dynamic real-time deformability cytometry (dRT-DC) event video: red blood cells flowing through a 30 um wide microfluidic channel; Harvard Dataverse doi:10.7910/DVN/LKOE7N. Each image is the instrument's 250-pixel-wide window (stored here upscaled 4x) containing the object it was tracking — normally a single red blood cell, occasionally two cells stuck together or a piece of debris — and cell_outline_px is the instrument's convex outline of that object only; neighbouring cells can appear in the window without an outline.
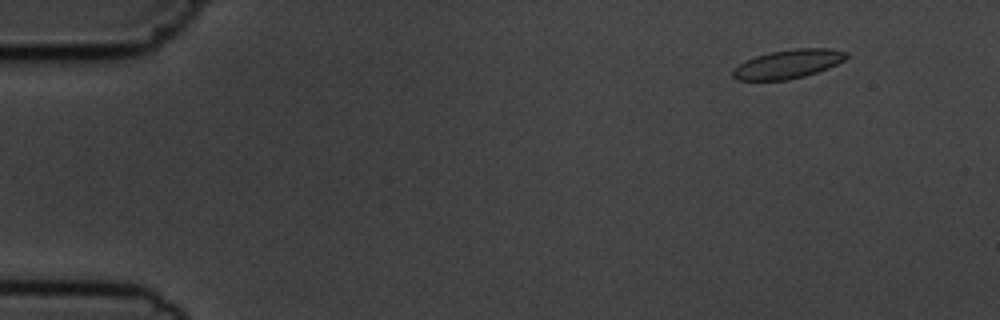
{"species": "common noctule bat (a hibernating species)", "species_latin": "Nyctalus noctula", "temperature_condition": "cold", "stored_images_in_passage": 5, "camera_frame_rate_fps": 3000, "um_per_image_px": 0.085, "animal": {"sex": "male", "body_mass_g": 19.5, "forearm_length_mm": 54.6}, "frame": {"image": 1, "passage_image": 2, "time_ms": 1.0, "image_size_px": [1000, 320], "cell_outline_px": [[848, 56], [844, 60], [828, 68], [804, 76], [788, 80], [736, 80], [732, 76], [732, 68], [744, 60], [768, 52], [796, 48], [828, 48], [848, 52]], "centroid_in_image_um": [66.94, 5.44], "position_along_channel_um": 18.1, "area_um2": 19.19}}
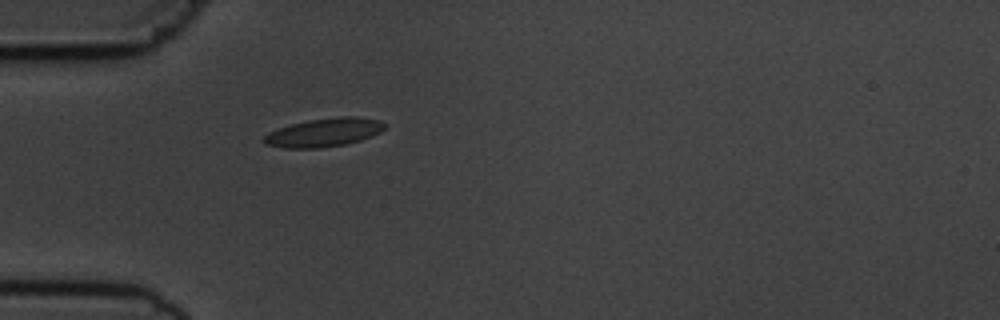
{"frame": {"image": 2, "passage_image": 5, "time_ms": 4.667, "image_size_px": [1000, 320], "cell_outline_px": [[384, 128], [380, 132], [372, 136], [360, 140], [344, 144], [320, 148], [284, 148], [264, 144], [260, 140], [268, 132], [292, 124], [308, 120], [340, 116], [356, 116], [380, 120], [384, 124]], "centroid_in_image_um": [27.51, 11.26], "position_along_channel_um": 57.5, "area_um2": 20.06}}